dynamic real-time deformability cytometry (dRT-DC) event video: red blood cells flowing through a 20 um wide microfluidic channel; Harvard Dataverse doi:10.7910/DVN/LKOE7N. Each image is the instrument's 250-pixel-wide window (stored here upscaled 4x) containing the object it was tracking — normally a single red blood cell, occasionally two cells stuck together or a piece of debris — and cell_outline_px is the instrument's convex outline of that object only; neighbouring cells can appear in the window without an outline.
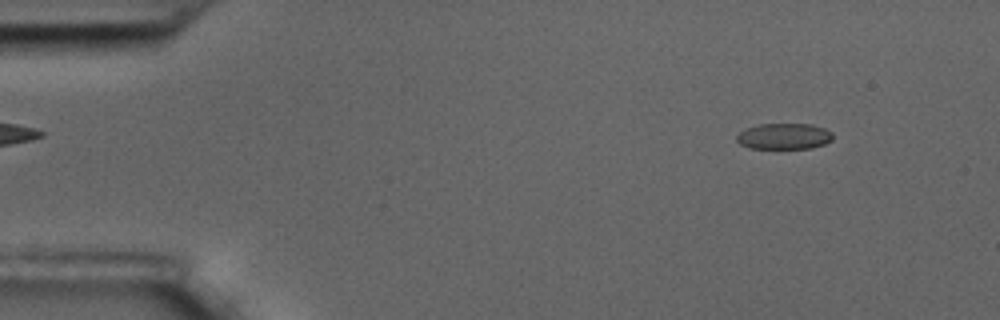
{"species": "common noctule bat (a hibernating species)", "species_latin": "Nyctalus noctula", "temperature_condition": "room temperature", "stored_images_in_passage": 58, "camera_frame_rate_fps": 3000, "um_per_image_px": 0.085, "animal": {"sex": "male", "body_mass_g": 17.5, "forearm_length_mm": 52.3}, "frame": {"image": 1, "passage_image": 6, "time_ms": 1.667, "image_size_px": [1000, 320], "cell_outline_px": [[832, 140], [824, 144], [812, 148], [748, 148], [740, 144], [736, 140], [736, 136], [740, 132], [748, 128], [760, 124], [812, 124], [824, 128], [832, 132]], "centroid_in_image_um": [66.65, 11.58], "position_along_channel_um": 18.3, "area_um2": 14.51}}
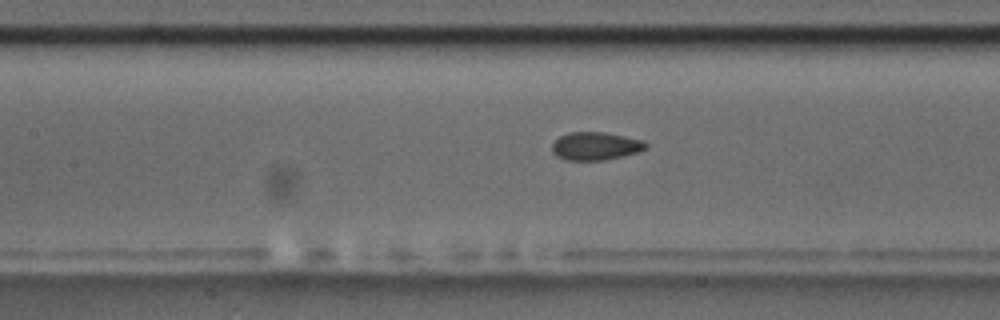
{"frame": {"image": 2, "passage_image": 26, "time_ms": 8.333, "image_size_px": [1000, 320], "cell_outline_px": [[648, 144], [644, 148], [636, 152], [604, 160], [564, 160], [556, 156], [552, 152], [552, 144], [560, 136], [568, 132], [604, 132], [644, 140]], "centroid_in_image_um": [50.57, 12.41], "position_along_channel_um": 156.8, "area_um2": 15.2}}
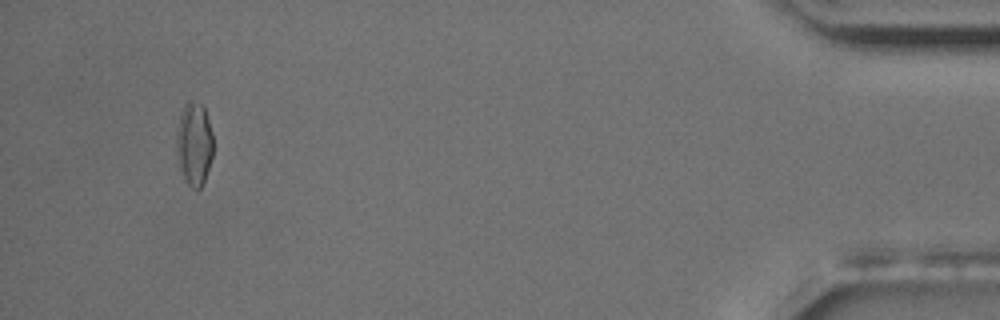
{"frame": {"image": 3, "passage_image": 55, "time_ms": 18.0, "image_size_px": [1000, 320], "cell_outline_px": [[212, 156], [204, 180], [200, 188], [192, 188], [188, 184], [184, 176], [180, 164], [176, 148], [176, 132], [180, 112], [184, 104], [188, 100], [192, 100], [204, 104], [212, 132]], "centroid_in_image_um": [16.5, 12.13], "position_along_channel_um": 418.7, "area_um2": 17.74}, "authors_computed_cell_mechanics": {"area_um2": 15.3748, "velocity_mm_per_s": 3.4615, "shape_relaxation_time_tau1_ms": null, "shape_relaxation_time_tau2_ms": 1.3631, "deformation_change_tau1": null, "deformation_change_tau2": 0.0629}}